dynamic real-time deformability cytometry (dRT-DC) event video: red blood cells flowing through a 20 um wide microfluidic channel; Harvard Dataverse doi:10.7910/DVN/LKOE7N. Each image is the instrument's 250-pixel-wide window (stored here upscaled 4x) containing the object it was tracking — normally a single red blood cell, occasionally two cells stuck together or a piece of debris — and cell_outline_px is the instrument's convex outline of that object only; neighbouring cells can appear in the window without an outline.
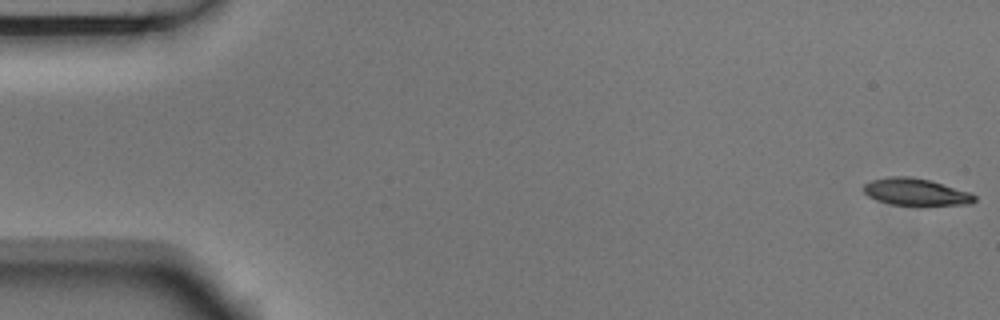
{"species": "Egyptian fruit bat (a non-hibernating species)", "species_latin": "Rousettus aegyptiacus", "temperature_condition": "room temperature", "stored_images_in_passage": 54, "camera_frame_rate_fps": 3000, "um_per_image_px": 0.085, "animal": {"sex": "male"}, "frame": {"image": 1, "passage_image": 1, "time_ms": 0.0, "image_size_px": [1000, 320], "cell_outline_px": [[976, 200], [972, 204], [920, 208], [892, 204], [876, 200], [868, 196], [864, 192], [864, 184], [872, 180], [888, 176], [908, 176], [928, 180], [972, 192], [976, 196]], "centroid_in_image_um": [77.91, 16.37], "position_along_channel_um": 7.1, "area_um2": 18.32}}
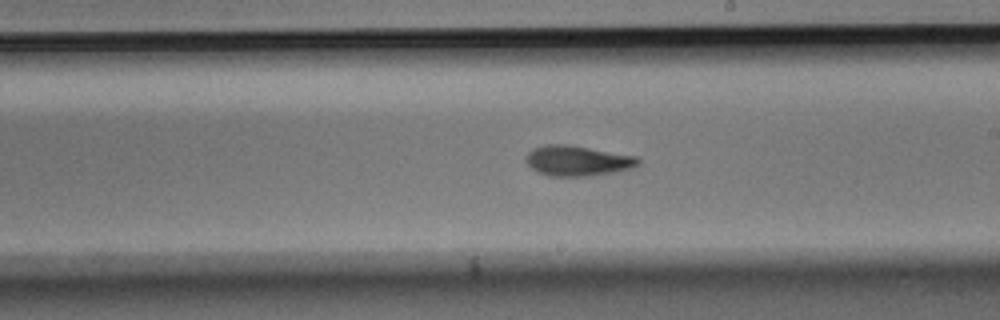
{"frame": {"image": 2, "passage_image": 31, "time_ms": 10.0, "image_size_px": [1000, 320], "cell_outline_px": [[640, 164], [632, 168], [592, 176], [548, 176], [536, 172], [524, 160], [528, 152], [532, 148], [544, 144], [568, 144], [636, 156], [640, 160]], "centroid_in_image_um": [49.05, 13.66], "position_along_channel_um": 240.0, "area_um2": 20.0}}
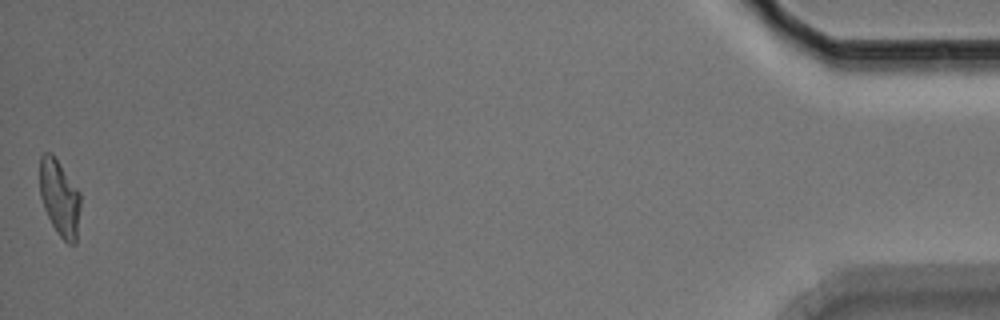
{"frame": {"image": 3, "passage_image": 54, "time_ms": 17.667, "image_size_px": [1000, 320], "cell_outline_px": [[80, 208], [76, 244], [68, 244], [56, 232], [44, 208], [40, 196], [40, 156], [44, 152], [52, 152], [80, 192]], "centroid_in_image_um": [5.07, 16.81], "position_along_channel_um": 430.1, "area_um2": 18.15}, "authors_computed_cell_mechanics": {"area_um2": 18.785, "velocity_mm_per_s": 3.7352, "shape_relaxation_time_tau1_ms": 4.1539, "shape_relaxation_time_tau2_ms": 4.3624, "deformation_change_tau1": 0.1629, "deformation_change_tau2": 0.1232}}